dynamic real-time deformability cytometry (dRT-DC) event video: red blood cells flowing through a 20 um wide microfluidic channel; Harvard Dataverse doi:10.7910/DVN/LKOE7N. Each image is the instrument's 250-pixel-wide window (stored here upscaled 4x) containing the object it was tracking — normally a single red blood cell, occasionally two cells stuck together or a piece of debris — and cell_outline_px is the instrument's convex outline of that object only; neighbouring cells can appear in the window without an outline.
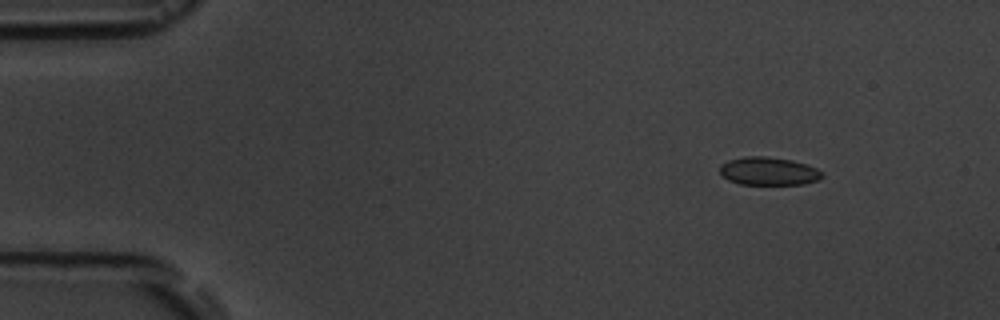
{"species": "common noctule bat (a hibernating species)", "species_latin": "Nyctalus noctula", "temperature_condition": "room temperature", "stored_images_in_passage": 4, "camera_frame_rate_fps": 3000, "um_per_image_px": 0.085, "animal": {"sex": "male", "body_mass_g": 19.5, "forearm_length_mm": 54.6}, "frame": {"image": 1, "passage_image": 1, "time_ms": 0.0, "image_size_px": [1000, 320], "cell_outline_px": [[824, 176], [820, 180], [804, 184], [740, 184], [728, 180], [720, 172], [720, 164], [728, 160], [744, 156], [768, 156], [792, 160], [808, 164], [824, 172]], "centroid_in_image_um": [65.37, 14.54], "position_along_channel_um": 19.6, "area_um2": 16.99}}
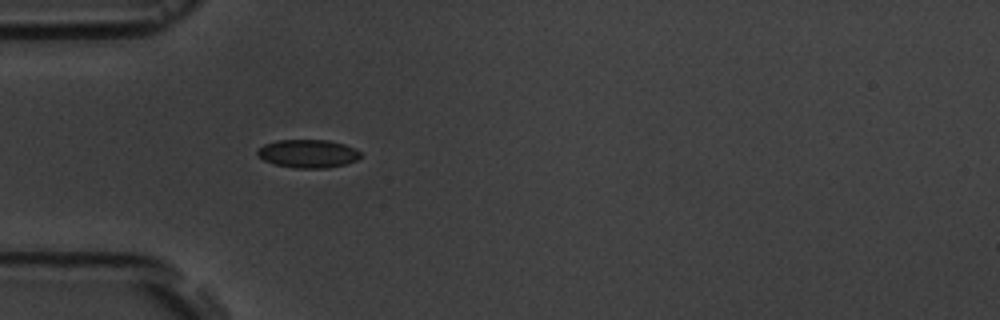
{"frame": {"image": 2, "passage_image": 4, "time_ms": 3.333, "image_size_px": [1000, 320], "cell_outline_px": [[360, 156], [356, 160], [344, 164], [328, 168], [296, 168], [272, 164], [256, 156], [256, 152], [264, 144], [276, 140], [328, 140], [344, 144], [356, 148], [360, 152]], "centroid_in_image_um": [26.15, 13.06], "position_along_channel_um": 58.9, "area_um2": 17.05}}